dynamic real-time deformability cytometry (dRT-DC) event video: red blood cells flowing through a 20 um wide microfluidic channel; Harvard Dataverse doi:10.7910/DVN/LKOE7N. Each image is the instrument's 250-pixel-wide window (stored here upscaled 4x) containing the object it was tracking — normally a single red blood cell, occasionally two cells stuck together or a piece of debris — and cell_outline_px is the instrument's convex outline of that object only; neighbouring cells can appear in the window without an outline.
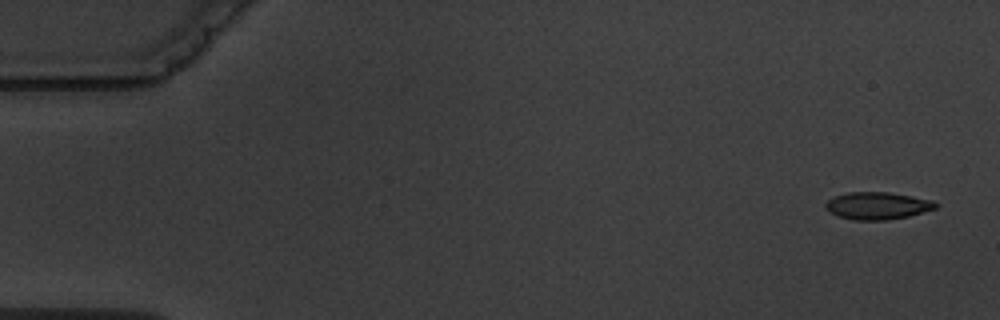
{"species": "common noctule bat (a hibernating species)", "species_latin": "Nyctalus noctula", "temperature_condition": "warm", "stored_images_in_passage": 5, "camera_frame_rate_fps": 3000, "um_per_image_px": 0.085, "animal": {"sex": "male", "body_mass_g": 19.5, "forearm_length_mm": 54.6}, "frame": {"image": 1, "passage_image": 1, "time_ms": 0.0, "image_size_px": [1000, 320], "cell_outline_px": [[940, 204], [936, 208], [908, 216], [888, 220], [852, 220], [836, 216], [828, 212], [824, 208], [824, 204], [828, 200], [836, 196], [848, 192], [888, 192], [912, 196], [932, 200]], "centroid_in_image_um": [74.55, 17.49], "position_along_channel_um": 10.4, "area_um2": 17.69}}
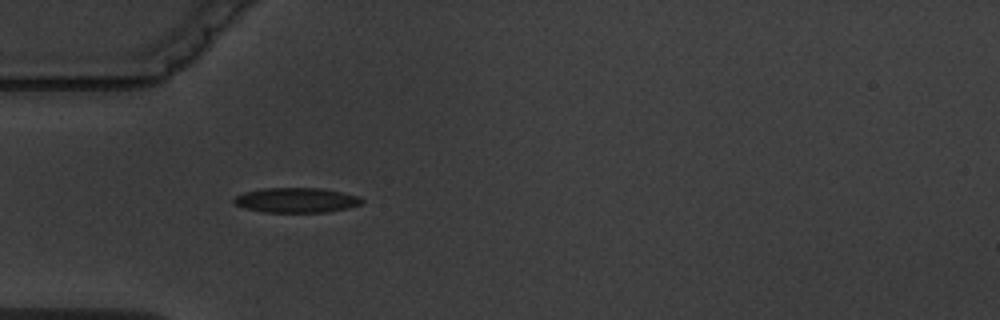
{"frame": {"image": 2, "passage_image": 4, "time_ms": 5.0, "image_size_px": [1000, 320], "cell_outline_px": [[364, 204], [348, 208], [328, 212], [264, 212], [244, 208], [236, 204], [232, 200], [236, 196], [244, 192], [264, 188], [320, 188], [360, 196], [364, 200]], "centroid_in_image_um": [25.22, 17.02], "position_along_channel_um": 59.8, "area_um2": 18.61}}
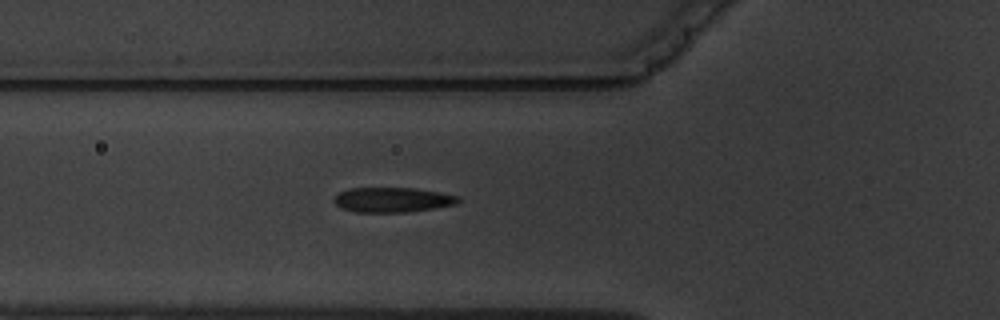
{"frame": {"image": 3, "passage_image": 5, "time_ms": 6.0, "image_size_px": [1000, 320], "cell_outline_px": [[460, 200], [456, 204], [436, 208], [404, 212], [356, 212], [340, 208], [332, 200], [340, 192], [348, 188], [416, 188], [440, 192], [460, 196]], "centroid_in_image_um": [33.37, 16.98], "position_along_channel_um": 92.4, "area_um2": 18.09}}